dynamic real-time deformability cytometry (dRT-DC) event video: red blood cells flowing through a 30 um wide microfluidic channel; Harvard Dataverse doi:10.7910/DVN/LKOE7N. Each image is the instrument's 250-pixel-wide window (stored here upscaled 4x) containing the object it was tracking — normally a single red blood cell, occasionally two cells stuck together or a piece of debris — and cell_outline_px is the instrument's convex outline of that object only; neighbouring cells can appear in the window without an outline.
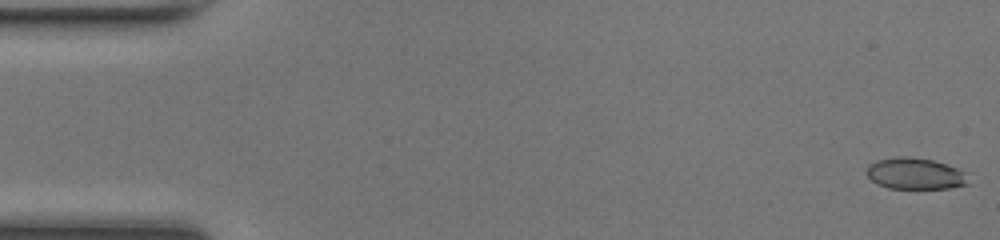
{"species": "common noctule bat (a hibernating species)", "species_latin": "Nyctalus noctula", "temperature_condition": "room temperature", "stored_images_in_passage": 46, "camera_frame_rate_fps": 3000, "um_per_image_px": 0.085, "animal": {"sex": "female", "body_mass_g": 17.0, "forearm_length_mm": 48.0}, "frame": {"image": 1, "passage_image": 1, "time_ms": 0.0, "image_size_px": [1000, 240], "cell_outline_px": [[968, 184], [948, 188], [888, 188], [876, 184], [864, 172], [868, 164], [876, 160], [900, 156], [904, 156], [932, 160], [956, 168], [964, 172]], "centroid_in_image_um": [77.7, 14.76], "position_along_channel_um": 7.3, "area_um2": 18.44}}
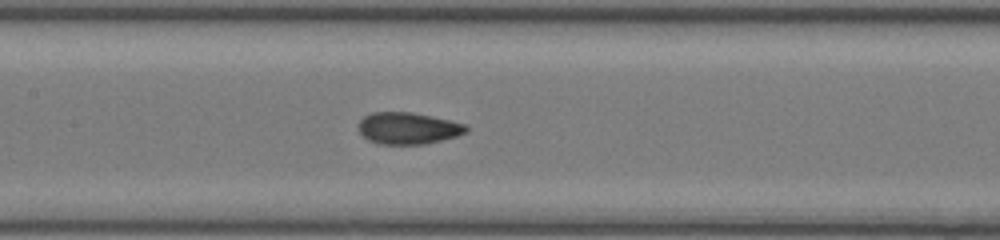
{"frame": {"image": 2, "passage_image": 23, "time_ms": 7.333, "image_size_px": [1000, 240], "cell_outline_px": [[468, 132], [456, 136], [424, 144], [376, 144], [368, 140], [360, 132], [360, 120], [364, 116], [372, 112], [412, 112], [432, 116], [468, 124]], "centroid_in_image_um": [34.71, 10.9], "position_along_channel_um": 172.7, "area_um2": 19.94}}
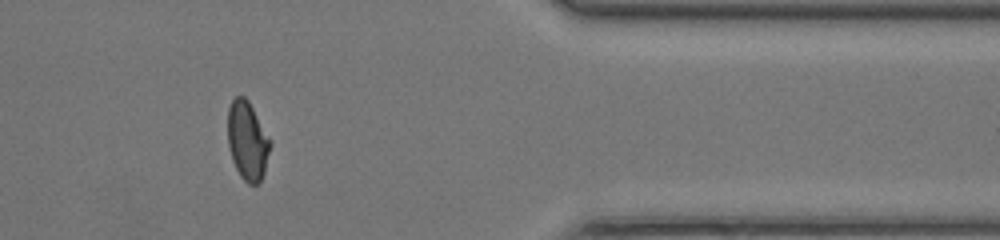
{"frame": {"image": 3, "passage_image": 40, "time_ms": 13.0, "image_size_px": [1000, 240], "cell_outline_px": [[272, 144], [264, 172], [260, 180], [256, 184], [248, 184], [240, 176], [232, 160], [228, 144], [228, 108], [232, 100], [236, 96], [244, 96], [248, 100], [272, 140]], "centroid_in_image_um": [21.05, 11.95], "position_along_channel_um": 390.4, "area_um2": 19.59}, "authors_computed_cell_mechanics": {"area_um2": 19.6231, "velocity_mm_per_s": 4.2937, "shape_relaxation_time_tau1_ms": 6.0038, "shape_relaxation_time_tau2_ms": 0.9434, "deformation_change_tau1": 0.192, "deformation_change_tau2": 0.0707}}